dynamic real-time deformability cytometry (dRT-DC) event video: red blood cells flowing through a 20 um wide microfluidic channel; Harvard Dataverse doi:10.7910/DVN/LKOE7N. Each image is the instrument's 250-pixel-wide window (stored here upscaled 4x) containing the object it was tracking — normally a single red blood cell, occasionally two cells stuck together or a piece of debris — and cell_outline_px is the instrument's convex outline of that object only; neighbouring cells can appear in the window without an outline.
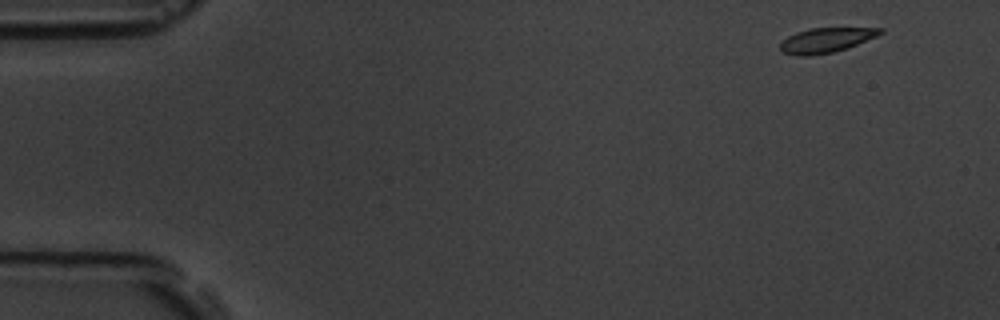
{"species": "common noctule bat (a hibernating species)", "species_latin": "Nyctalus noctula", "temperature_condition": "room temperature", "stored_images_in_passage": 6, "camera_frame_rate_fps": 3000, "um_per_image_px": 0.085, "animal": {"sex": "male", "body_mass_g": 19.5, "forearm_length_mm": 54.6}, "frame": {"image": 1, "passage_image": 1, "time_ms": 0.0, "image_size_px": [1000, 320], "cell_outline_px": [[884, 32], [876, 36], [856, 44], [832, 52], [812, 56], [796, 56], [784, 52], [780, 48], [780, 44], [788, 36], [796, 32], [808, 28], [884, 28]], "centroid_in_image_um": [70.18, 3.41], "position_along_channel_um": 14.8, "area_um2": 14.22}}
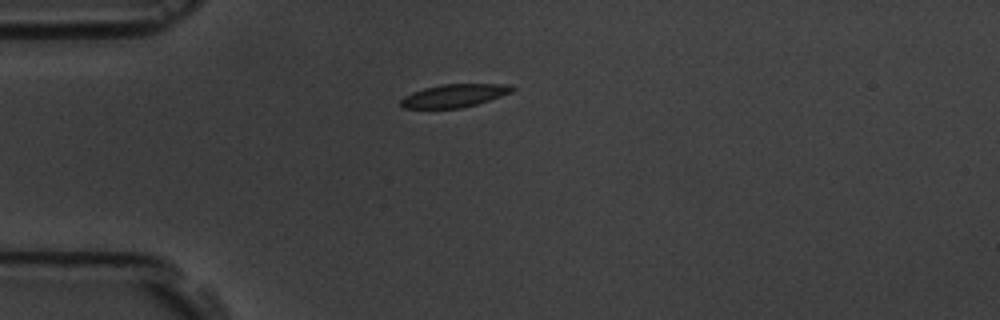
{"frame": {"image": 2, "passage_image": 4, "time_ms": 3.667, "image_size_px": [1000, 320], "cell_outline_px": [[516, 88], [512, 92], [476, 104], [460, 108], [404, 108], [400, 104], [400, 100], [404, 96], [412, 92], [424, 88], [440, 84], [512, 84]], "centroid_in_image_um": [38.61, 8.12], "position_along_channel_um": 46.4, "area_um2": 14.91}}
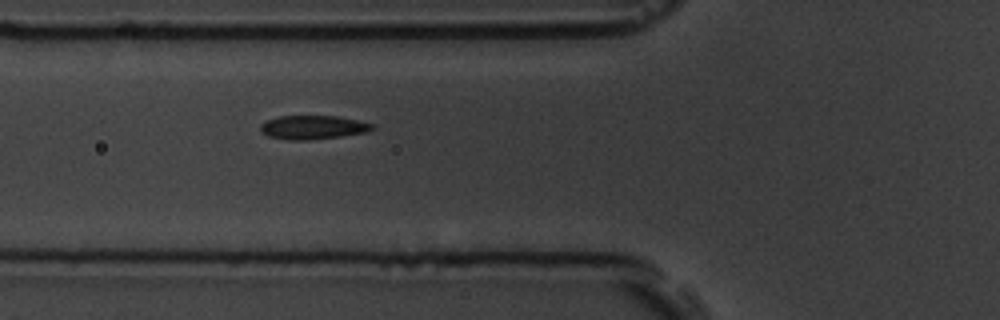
{"frame": {"image": 3, "passage_image": 6, "time_ms": 5.667, "image_size_px": [1000, 320], "cell_outline_px": [[376, 128], [368, 132], [340, 136], [308, 140], [288, 140], [268, 136], [260, 132], [260, 124], [268, 120], [280, 116], [336, 116], [360, 120], [376, 124]], "centroid_in_image_um": [26.64, 10.82], "position_along_channel_um": 99.2, "area_um2": 15.66}}